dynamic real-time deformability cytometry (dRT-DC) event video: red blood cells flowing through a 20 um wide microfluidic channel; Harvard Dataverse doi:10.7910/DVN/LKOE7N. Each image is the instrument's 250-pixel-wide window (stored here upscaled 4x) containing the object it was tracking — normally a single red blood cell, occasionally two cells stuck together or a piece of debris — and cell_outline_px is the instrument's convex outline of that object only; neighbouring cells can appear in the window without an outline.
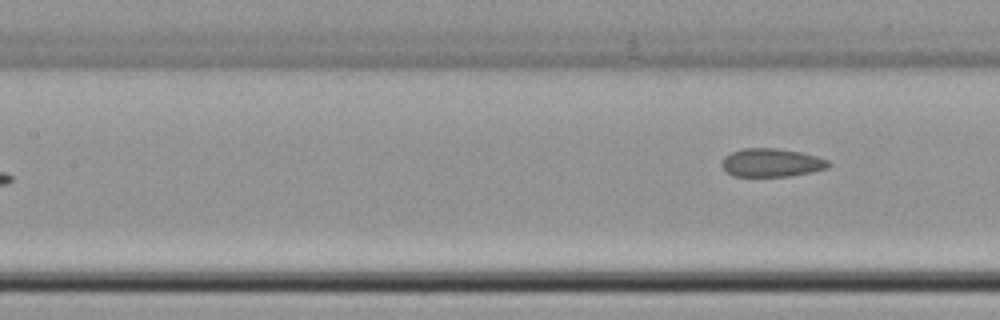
{"species": "common noctule bat (a hibernating species)", "species_latin": "Nyctalus noctula", "temperature_condition": "cold", "stored_images_in_passage": 8, "camera_frame_rate_fps": 3000, "um_per_image_px": 0.085, "animal": {"sex": "female", "body_mass_g": 22.7, "forearm_length_mm": 54.2}, "frame": {"image": 1, "passage_image": 8, "time_ms": 9.333, "image_size_px": [1000, 320], "cell_outline_px": [[832, 164], [828, 168], [812, 172], [788, 176], [732, 176], [720, 164], [720, 160], [724, 156], [732, 152], [744, 148], [776, 148], [800, 152], [816, 156], [828, 160]], "centroid_in_image_um": [65.57, 13.82], "position_along_channel_um": 141.8, "area_um2": 17.69}}